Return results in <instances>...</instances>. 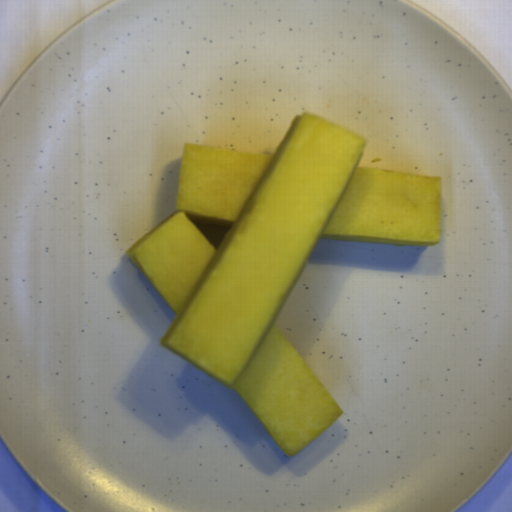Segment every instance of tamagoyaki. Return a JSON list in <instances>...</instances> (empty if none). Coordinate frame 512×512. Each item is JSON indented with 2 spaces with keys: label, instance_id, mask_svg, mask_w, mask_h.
I'll return each instance as SVG.
<instances>
[{
  "label": "tamagoyaki",
  "instance_id": "81b7327e",
  "mask_svg": "<svg viewBox=\"0 0 512 512\" xmlns=\"http://www.w3.org/2000/svg\"><path fill=\"white\" fill-rule=\"evenodd\" d=\"M310 112L273 152L184 145L174 210L127 256L175 314L161 346L235 389L286 456L343 411L275 325L320 239L435 246L441 179L360 166ZM229 227L218 249L195 223Z\"/></svg>",
  "mask_w": 512,
  "mask_h": 512
}]
</instances>
